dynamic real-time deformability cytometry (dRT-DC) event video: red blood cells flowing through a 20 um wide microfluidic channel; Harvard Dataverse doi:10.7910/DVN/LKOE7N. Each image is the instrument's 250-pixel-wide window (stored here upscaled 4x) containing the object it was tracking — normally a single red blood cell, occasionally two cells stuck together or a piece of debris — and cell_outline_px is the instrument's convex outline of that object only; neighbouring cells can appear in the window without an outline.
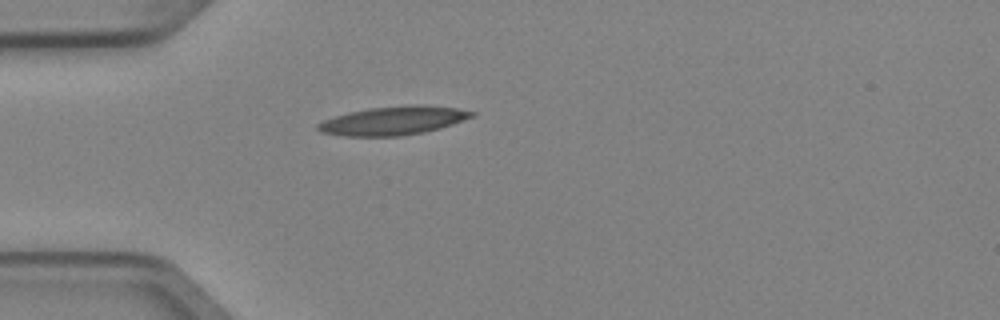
{"species": "Egyptian fruit bat (a non-hibernating species)", "species_latin": "Rousettus aegyptiacus", "temperature_condition": "cold", "stored_images_in_passage": 1, "camera_frame_rate_fps": 3000, "um_per_image_px": 0.085, "animal": {"sex": "female"}, "frame": {"image": 1, "passage_image": 1, "time_ms": 0.0, "image_size_px": [1000, 320], "cell_outline_px": [[476, 116], [440, 128], [424, 132], [400, 136], [348, 136], [320, 132], [316, 128], [316, 124], [324, 120], [348, 112], [368, 108], [412, 104], [424, 104], [456, 108], [476, 112]], "centroid_in_image_um": [33.45, 10.24], "position_along_channel_um": 51.5, "area_um2": 25.78}}